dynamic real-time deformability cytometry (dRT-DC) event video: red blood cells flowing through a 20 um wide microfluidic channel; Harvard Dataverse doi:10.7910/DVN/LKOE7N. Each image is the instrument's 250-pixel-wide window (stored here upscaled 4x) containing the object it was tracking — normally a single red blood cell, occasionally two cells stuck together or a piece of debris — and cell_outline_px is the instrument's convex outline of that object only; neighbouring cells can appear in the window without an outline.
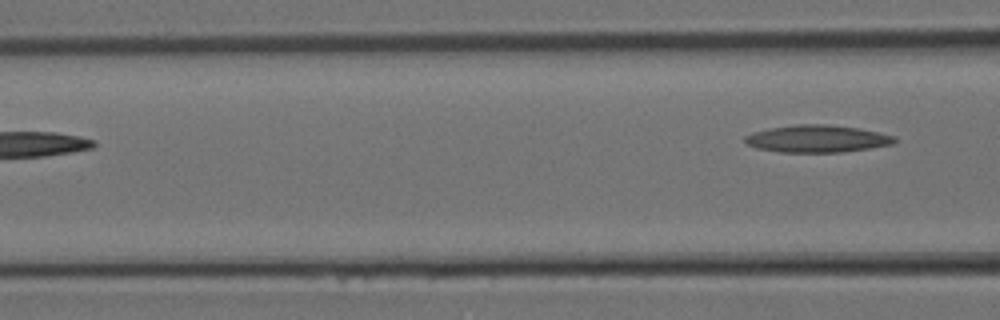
{"species": "Egyptian fruit bat (a non-hibernating species)", "species_latin": "Rousettus aegyptiacus", "temperature_condition": "room temperature", "stored_images_in_passage": 8, "segment_of_instrument_passage": [2, 2], "camera_frame_rate_fps": 3000, "um_per_image_px": 0.085, "animal": {"sex": "female"}, "frame": {"image": 1, "passage_image": 8, "time_ms": 2.333, "image_size_px": [1000, 320], "cell_outline_px": [[896, 140], [892, 144], [844, 152], [780, 152], [756, 148], [748, 144], [744, 140], [744, 136], [752, 132], [772, 128], [800, 124], [828, 124], [860, 128], [892, 136]], "centroid_in_image_um": [69.42, 11.79], "position_along_channel_um": 97.2, "area_um2": 23.52}}